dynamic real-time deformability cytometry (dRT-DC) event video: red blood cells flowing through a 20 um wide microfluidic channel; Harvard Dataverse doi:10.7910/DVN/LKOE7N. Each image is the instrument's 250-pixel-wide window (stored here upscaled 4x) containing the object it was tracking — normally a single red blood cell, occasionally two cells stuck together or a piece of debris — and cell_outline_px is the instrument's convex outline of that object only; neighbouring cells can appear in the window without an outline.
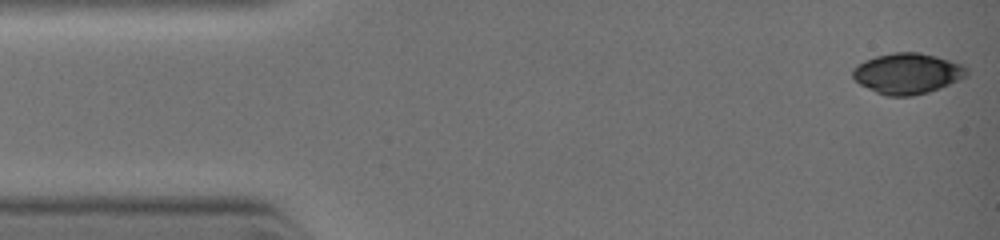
{"species": "common noctule bat (a hibernating species)", "species_latin": "Nyctalus noctula", "temperature_condition": "warm", "stored_images_in_passage": 14, "camera_frame_rate_fps": 3000, "um_per_image_px": 0.085, "animal": {"sex": "female", "body_mass_g": 19.0, "forearm_length_mm": 51.5}, "frame": {"image": 1, "passage_image": 1, "time_ms": 0.0, "image_size_px": [1000, 240], "cell_outline_px": [[968, 76], [940, 88], [928, 92], [912, 96], [884, 96], [860, 84], [852, 76], [852, 68], [856, 64], [864, 60], [876, 56], [892, 52], [920, 52], [936, 56], [960, 64], [968, 68]], "centroid_in_image_um": [77.11, 6.24], "position_along_channel_um": 7.9, "area_um2": 27.17}}
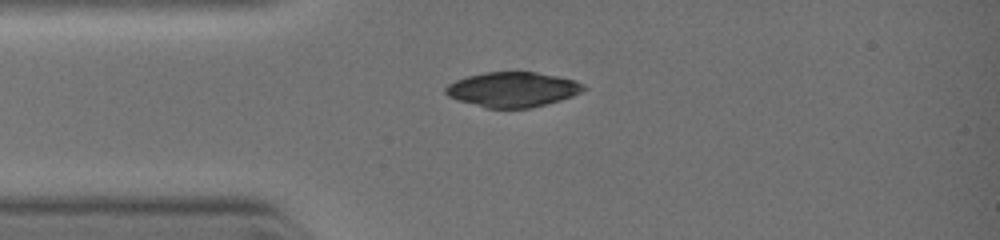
{"frame": {"image": 2, "passage_image": 12, "time_ms": 2.333, "image_size_px": [1000, 240], "cell_outline_px": [[588, 88], [572, 96], [560, 100], [532, 108], [488, 108], [460, 100], [448, 96], [444, 92], [444, 88], [448, 84], [456, 80], [468, 76], [484, 72], [536, 72], [576, 80], [584, 84]], "centroid_in_image_um": [43.6, 7.6], "position_along_channel_um": 41.4, "area_um2": 27.98}}